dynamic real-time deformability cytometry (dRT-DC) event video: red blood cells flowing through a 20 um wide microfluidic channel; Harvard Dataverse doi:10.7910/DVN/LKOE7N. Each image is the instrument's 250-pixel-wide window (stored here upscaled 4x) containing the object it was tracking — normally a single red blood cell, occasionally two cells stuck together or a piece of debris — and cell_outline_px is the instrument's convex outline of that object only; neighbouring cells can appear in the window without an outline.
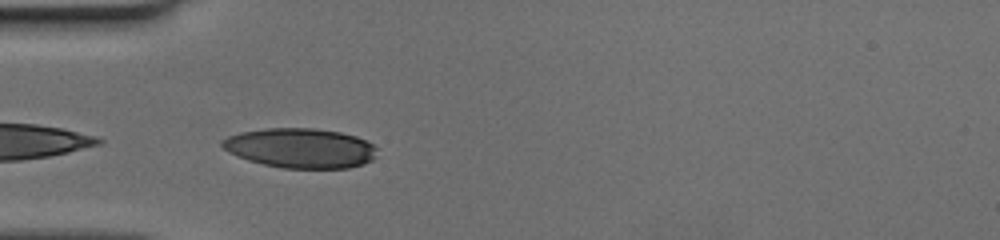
{"species": "human", "species_latin": "Homo sapiens", "temperature_condition": "cold", "stored_images_in_passage": 28, "camera_frame_rate_fps": 3000, "um_per_image_px": 0.085, "donor": {"sex": "female"}, "frame": {"image": 1, "passage_image": 2, "time_ms": 0.333, "image_size_px": [1000, 240], "cell_outline_px": [[376, 156], [372, 160], [364, 164], [348, 168], [284, 168], [264, 164], [248, 160], [236, 156], [228, 152], [220, 144], [220, 140], [228, 136], [240, 132], [268, 128], [312, 128], [340, 132], [356, 136], [372, 144], [376, 148]], "centroid_in_image_um": [25.52, 12.59], "position_along_channel_um": 59.5, "area_um2": 35.89}}
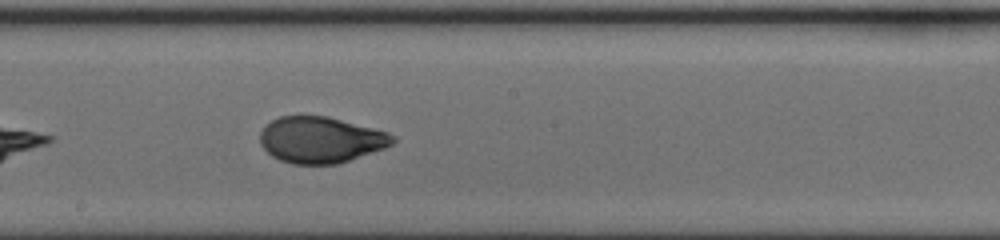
{"frame": {"image": 2, "passage_image": 14, "time_ms": 4.333, "image_size_px": [1000, 240], "cell_outline_px": [[396, 140], [392, 144], [384, 148], [336, 164], [292, 164], [280, 160], [272, 156], [260, 144], [260, 132], [272, 120], [280, 116], [328, 116], [388, 132], [396, 136]], "centroid_in_image_um": [27.26, 11.88], "position_along_channel_um": 220.9, "area_um2": 35.49}}
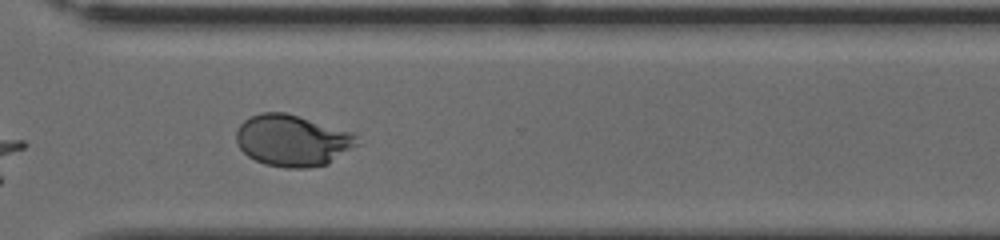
{"frame": {"image": 3, "passage_image": 23, "time_ms": 7.333, "image_size_px": [1000, 240], "cell_outline_px": [[364, 140], [360, 144], [328, 164], [308, 168], [288, 168], [264, 164], [248, 156], [240, 148], [236, 140], [236, 132], [240, 124], [244, 120], [260, 112], [284, 112], [352, 132]], "centroid_in_image_um": [24.9, 11.95], "position_along_channel_um": 345.7, "area_um2": 36.41}}